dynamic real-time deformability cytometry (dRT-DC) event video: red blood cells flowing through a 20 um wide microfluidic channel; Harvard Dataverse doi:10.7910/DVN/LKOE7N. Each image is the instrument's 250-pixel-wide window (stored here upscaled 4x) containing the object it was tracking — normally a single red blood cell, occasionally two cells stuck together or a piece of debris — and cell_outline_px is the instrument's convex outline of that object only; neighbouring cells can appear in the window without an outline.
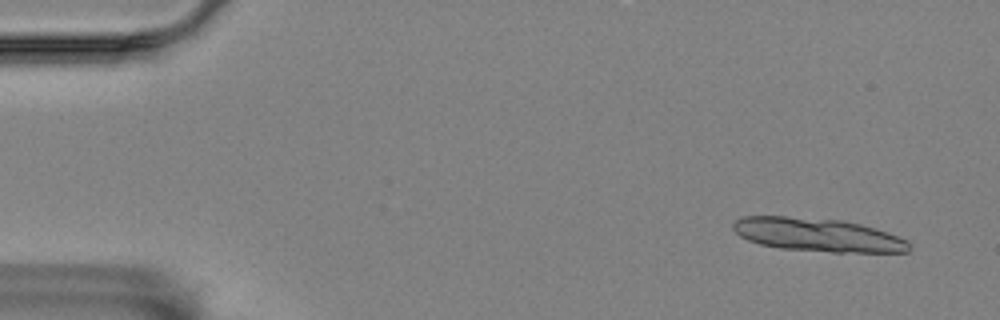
{"species": "Egyptian fruit bat (a non-hibernating species)", "species_latin": "Rousettus aegyptiacus", "temperature_condition": "room temperature", "stored_images_in_passage": 6, "camera_frame_rate_fps": 3000, "um_per_image_px": 0.085, "animal": {"sex": "female"}, "frame": {"image": 1, "passage_image": 1, "time_ms": 0.0, "image_size_px": [1000, 320], "cell_outline_px": [[912, 248], [908, 252], [832, 252], [780, 248], [760, 244], [748, 240], [740, 236], [732, 228], [732, 224], [736, 220], [744, 216], [784, 216], [844, 220], [860, 224], [888, 232], [908, 240], [912, 244]], "centroid_in_image_um": [69.54, 19.96], "position_along_channel_um": 15.5, "area_um2": 34.39}}